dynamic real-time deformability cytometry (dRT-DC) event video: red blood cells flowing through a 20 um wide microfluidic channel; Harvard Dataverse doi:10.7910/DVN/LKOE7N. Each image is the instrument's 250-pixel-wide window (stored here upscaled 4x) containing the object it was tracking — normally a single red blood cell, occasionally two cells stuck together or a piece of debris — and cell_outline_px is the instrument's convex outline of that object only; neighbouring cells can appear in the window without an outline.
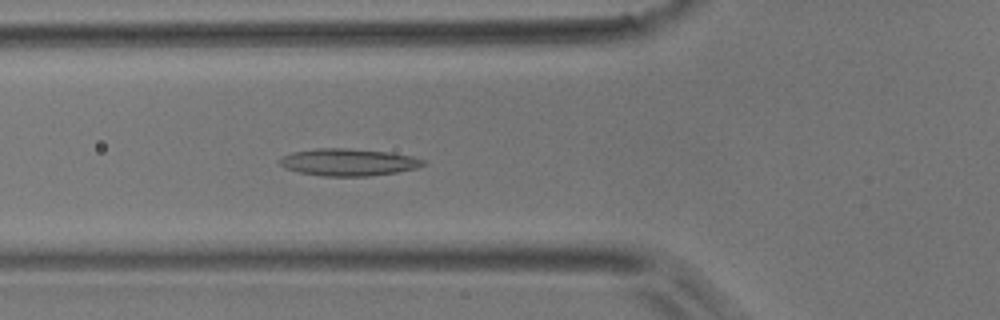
{"species": "common noctule bat (a hibernating species)", "species_latin": "Nyctalus noctula", "temperature_condition": "room temperature", "stored_images_in_passage": 51, "camera_frame_rate_fps": 3000, "um_per_image_px": 0.085, "animal": {"sex": "male", "body_mass_g": 17.9}, "frame": {"image": 1, "passage_image": 18, "time_ms": 5.667, "image_size_px": [1000, 320], "cell_outline_px": [[428, 164], [416, 168], [396, 172], [368, 176], [320, 176], [300, 172], [284, 168], [276, 160], [292, 152], [316, 148], [348, 148], [388, 152], [412, 156], [424, 160]], "centroid_in_image_um": [29.59, 13.78], "position_along_channel_um": 96.2, "area_um2": 22.77}}
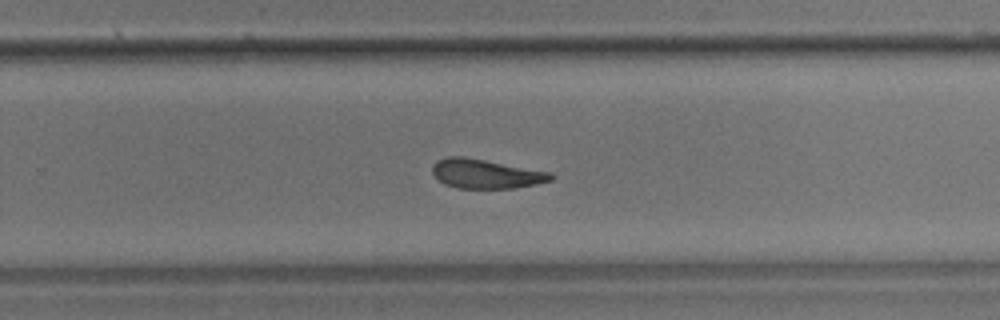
{"frame": {"image": 2, "passage_image": 33, "time_ms": 10.667, "image_size_px": [1000, 320], "cell_outline_px": [[556, 176], [552, 180], [536, 184], [512, 188], [456, 188], [444, 184], [436, 180], [432, 172], [432, 164], [436, 160], [444, 156], [464, 156], [552, 172]], "centroid_in_image_um": [41.26, 14.76], "position_along_channel_um": 288.5, "area_um2": 20.58}}
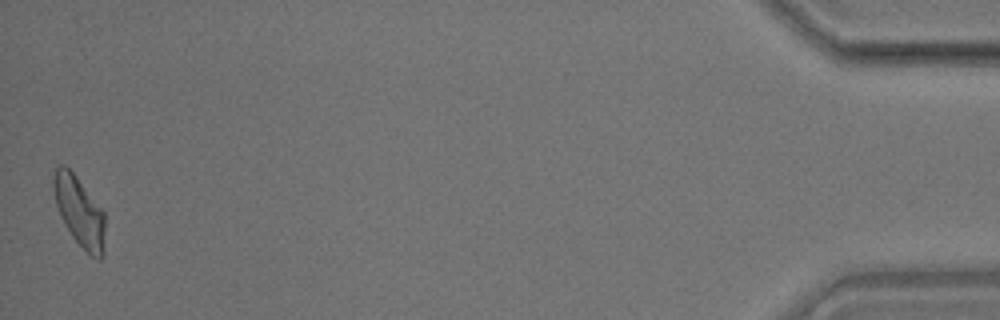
{"frame": {"image": 3, "passage_image": 51, "time_ms": 16.667, "image_size_px": [1000, 320], "cell_outline_px": [[104, 252], [100, 260], [92, 256], [72, 236], [64, 224], [60, 216], [56, 204], [52, 188], [52, 180], [56, 168], [60, 164], [64, 164], [76, 176], [104, 212]], "centroid_in_image_um": [6.73, 17.96], "position_along_channel_um": 428.5, "area_um2": 20.69}, "authors_computed_cell_mechanics": {"area_um2": 21.0392, "velocity_mm_per_s": 3.8429, "shape_relaxation_time_tau1_ms": null, "shape_relaxation_time_tau2_ms": 4.0645, "deformation_change_tau1": null, "deformation_change_tau2": 0.1301}}